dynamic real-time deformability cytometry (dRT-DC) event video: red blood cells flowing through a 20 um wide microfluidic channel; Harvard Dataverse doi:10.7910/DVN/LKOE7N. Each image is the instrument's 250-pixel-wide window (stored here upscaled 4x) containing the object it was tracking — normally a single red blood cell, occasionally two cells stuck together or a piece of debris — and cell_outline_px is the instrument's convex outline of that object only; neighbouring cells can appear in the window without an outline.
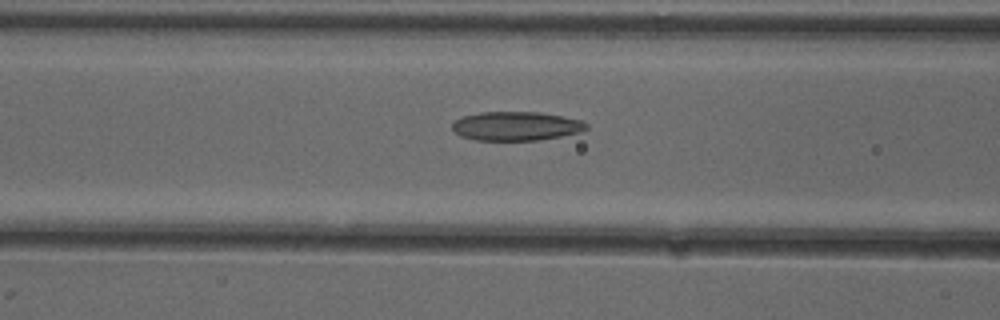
{"species": "common noctule bat (a hibernating species)", "species_latin": "Nyctalus noctula", "temperature_condition": "cold", "stored_images_in_passage": 18, "camera_frame_rate_fps": 3000, "um_per_image_px": 0.085, "animal": {"sex": "female"}, "frame": {"image": 1, "passage_image": 16, "time_ms": 5.0, "image_size_px": [1000, 320], "cell_outline_px": [[588, 128], [580, 132], [540, 140], [476, 140], [460, 136], [452, 128], [452, 124], [456, 120], [464, 116], [480, 112], [540, 112], [580, 120], [588, 124]], "centroid_in_image_um": [43.87, 10.72], "position_along_channel_um": 122.7, "area_um2": 22.48}}